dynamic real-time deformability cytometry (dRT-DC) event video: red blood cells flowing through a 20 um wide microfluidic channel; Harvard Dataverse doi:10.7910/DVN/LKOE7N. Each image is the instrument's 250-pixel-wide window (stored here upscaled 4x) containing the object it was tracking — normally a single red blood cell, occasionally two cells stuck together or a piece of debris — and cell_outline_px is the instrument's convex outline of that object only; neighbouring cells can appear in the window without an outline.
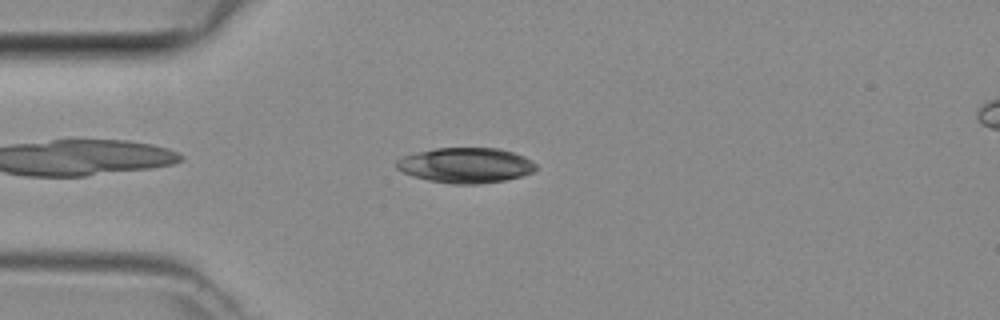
{"species": "common noctule bat (a hibernating species)", "species_latin": "Nyctalus noctula", "temperature_condition": "room temperature", "stored_images_in_passage": 39, "camera_frame_rate_fps": 3000, "um_per_image_px": 0.085, "animal": {"sex": "female", "body_mass_g": 29.2, "forearm_length_mm": 56.3}, "frame": {"image": 1, "passage_image": 4, "time_ms": 1.0, "image_size_px": [1000, 320], "cell_outline_px": [[536, 168], [532, 172], [520, 176], [504, 180], [476, 184], [452, 184], [428, 180], [412, 176], [396, 168], [396, 160], [404, 156], [416, 152], [436, 148], [500, 148], [524, 156], [532, 160], [536, 164]], "centroid_in_image_um": [39.57, 14.04], "position_along_channel_um": 45.4, "area_um2": 28.55}}
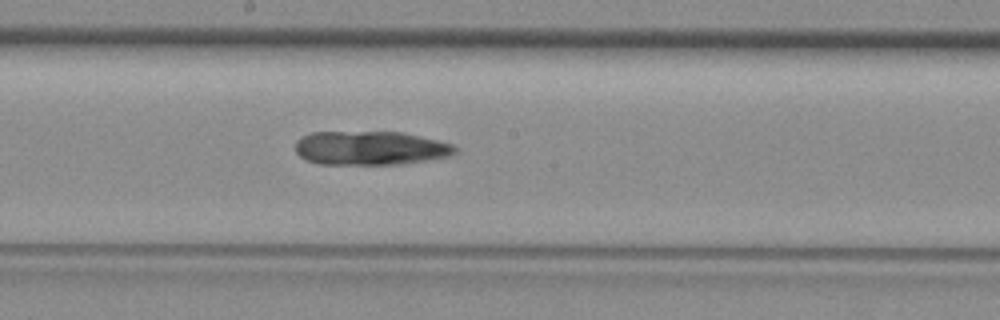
{"frame": {"image": 2, "passage_image": 17, "time_ms": 5.333, "image_size_px": [1000, 320], "cell_outline_px": [[456, 152], [448, 156], [400, 164], [316, 164], [304, 160], [296, 152], [296, 140], [300, 136], [312, 132], [404, 132], [452, 144], [456, 148]], "centroid_in_image_um": [31.41, 12.58], "position_along_channel_um": 216.8, "area_um2": 31.56}}
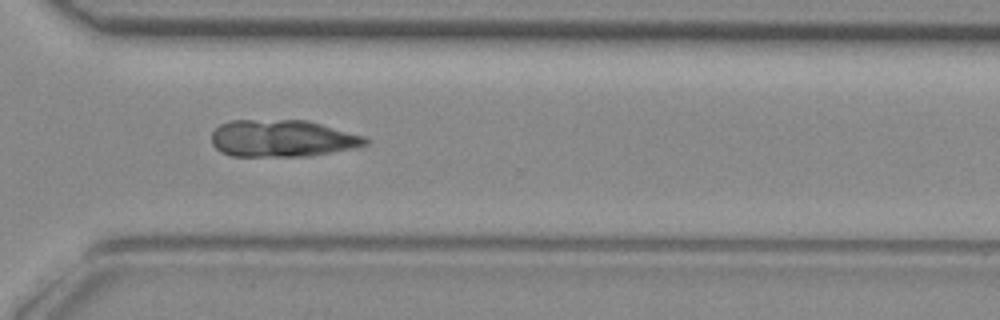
{"frame": {"image": 3, "passage_image": 26, "time_ms": 8.333, "image_size_px": [1000, 320], "cell_outline_px": [[368, 144], [356, 148], [308, 156], [232, 156], [220, 152], [212, 144], [212, 132], [220, 124], [232, 120], [308, 120], [364, 136], [368, 140]], "centroid_in_image_um": [23.99, 11.76], "position_along_channel_um": 346.6, "area_um2": 33.29}}